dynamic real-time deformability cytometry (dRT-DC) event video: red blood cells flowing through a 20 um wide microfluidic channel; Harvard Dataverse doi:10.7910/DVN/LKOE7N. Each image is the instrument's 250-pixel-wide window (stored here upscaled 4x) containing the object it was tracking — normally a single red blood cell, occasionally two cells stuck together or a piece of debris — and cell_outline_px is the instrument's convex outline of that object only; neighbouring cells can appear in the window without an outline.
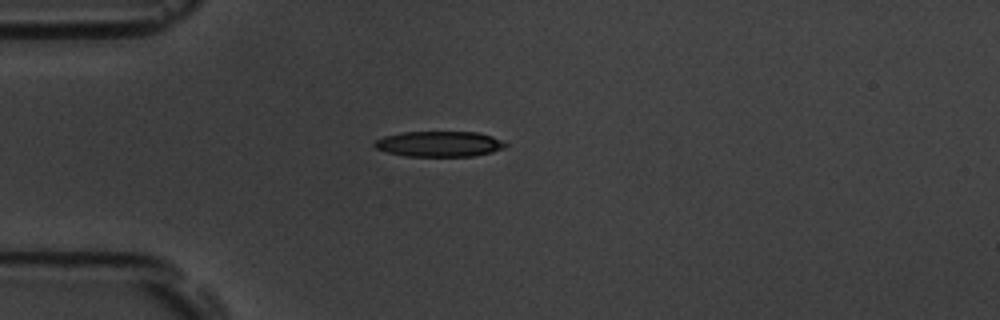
{"species": "common noctule bat (a hibernating species)", "species_latin": "Nyctalus noctula", "temperature_condition": "room temperature", "stored_images_in_passage": 42, "camera_frame_rate_fps": 3000, "um_per_image_px": 0.085, "animal": {"sex": "male", "body_mass_g": 19.5, "forearm_length_mm": 54.6}, "frame": {"image": 1, "passage_image": 1, "time_ms": 0.0, "image_size_px": [1000, 320], "cell_outline_px": [[508, 144], [504, 148], [492, 152], [472, 156], [404, 156], [388, 152], [376, 148], [372, 144], [376, 140], [384, 136], [400, 132], [476, 132], [492, 136]], "centroid_in_image_um": [37.32, 12.23], "position_along_channel_um": 47.7, "area_um2": 19.42}}
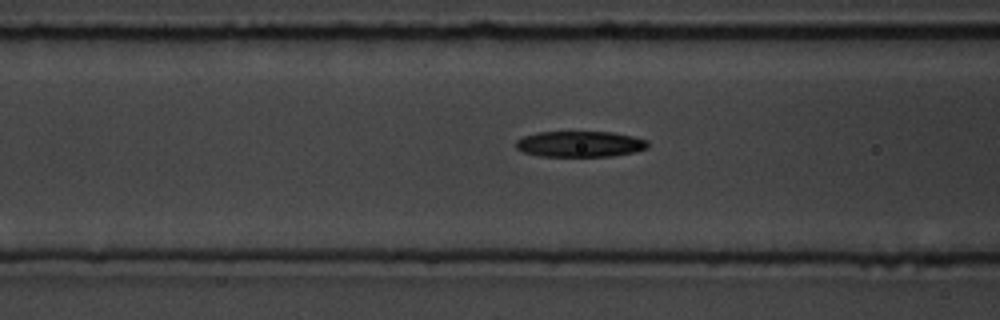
{"frame": {"image": 2, "passage_image": 8, "time_ms": 2.333, "image_size_px": [1000, 320], "cell_outline_px": [[648, 148], [636, 152], [612, 156], [540, 156], [524, 152], [516, 148], [516, 140], [524, 136], [536, 132], [612, 132], [632, 136], [648, 140]], "centroid_in_image_um": [49.32, 12.24], "position_along_channel_um": 117.3, "area_um2": 19.94}}
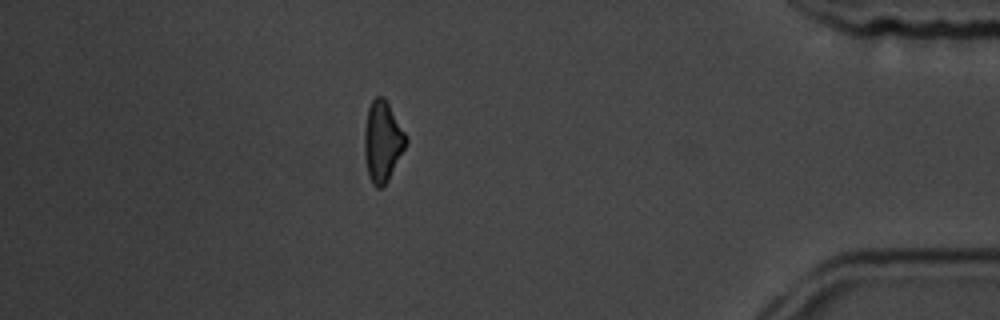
{"frame": {"image": 3, "passage_image": 35, "time_ms": 11.333, "image_size_px": [1000, 320], "cell_outline_px": [[408, 140], [388, 180], [380, 188], [376, 188], [372, 184], [368, 176], [364, 156], [364, 132], [368, 108], [372, 100], [376, 96], [384, 96], [408, 136]], "centroid_in_image_um": [32.5, 12.0], "position_along_channel_um": 402.7, "area_um2": 19.59}, "authors_computed_cell_mechanics": {"area_um2": 20.0855, "velocity_mm_per_s": 3.6483, "shape_relaxation_time_tau1_ms": 3.2984, "shape_relaxation_time_tau2_ms": 4.6153, "deformation_change_tau1": 0.1314, "deformation_change_tau2": 0.144}}